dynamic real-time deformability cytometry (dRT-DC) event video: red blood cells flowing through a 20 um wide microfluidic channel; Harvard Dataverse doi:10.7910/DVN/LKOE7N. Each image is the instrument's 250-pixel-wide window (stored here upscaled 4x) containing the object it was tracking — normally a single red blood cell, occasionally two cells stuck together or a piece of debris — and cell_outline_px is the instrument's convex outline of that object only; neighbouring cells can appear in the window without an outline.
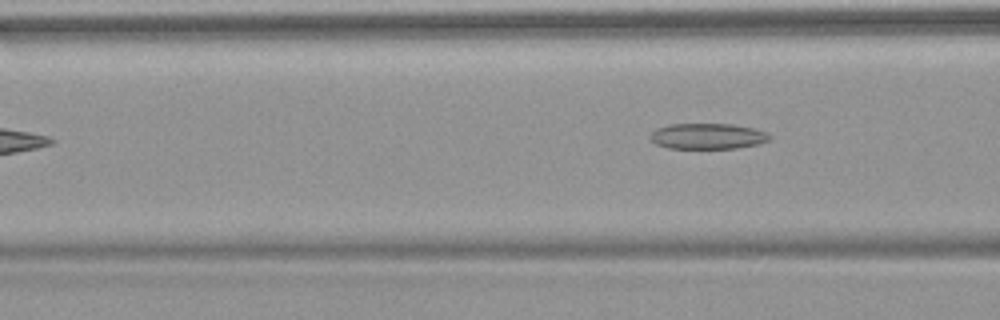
{"species": "common noctule bat (a hibernating species)", "species_latin": "Nyctalus noctula", "temperature_condition": "warm", "stored_images_in_passage": 5, "camera_frame_rate_fps": 3000, "um_per_image_px": 0.085, "animal": {"sex": "female", "body_mass_g": 18.4}, "frame": {"image": 1, "passage_image": 5, "time_ms": 4.667, "image_size_px": [1000, 320], "cell_outline_px": [[772, 136], [768, 140], [760, 144], [736, 148], [668, 148], [656, 144], [648, 136], [656, 128], [668, 124], [732, 124], [752, 128], [764, 132]], "centroid_in_image_um": [60.12, 11.57], "position_along_channel_um": 106.5, "area_um2": 17.86}}